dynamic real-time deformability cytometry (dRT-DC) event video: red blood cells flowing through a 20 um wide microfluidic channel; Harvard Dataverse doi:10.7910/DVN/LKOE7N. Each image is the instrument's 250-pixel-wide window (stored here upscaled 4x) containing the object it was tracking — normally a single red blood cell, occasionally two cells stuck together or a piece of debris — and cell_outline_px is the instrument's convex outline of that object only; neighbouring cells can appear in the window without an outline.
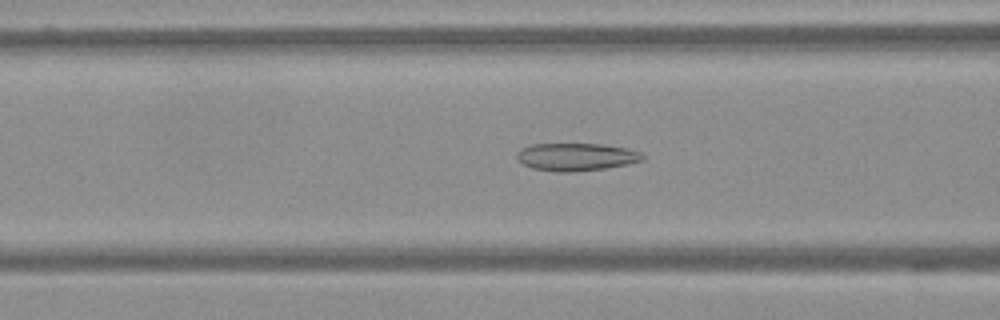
{"species": "Egyptian fruit bat (a non-hibernating species)", "species_latin": "Rousettus aegyptiacus", "temperature_condition": "warm", "stored_images_in_passage": 61, "camera_frame_rate_fps": 3000, "um_per_image_px": 0.085, "frame": {"image": 1, "passage_image": 25, "time_ms": 8.0, "image_size_px": [1000, 320], "cell_outline_px": [[644, 160], [628, 164], [604, 168], [572, 172], [556, 172], [532, 168], [524, 164], [516, 156], [516, 152], [520, 148], [532, 144], [600, 144], [624, 148], [640, 152], [644, 156]], "centroid_in_image_um": [48.95, 13.34], "position_along_channel_um": 117.6, "area_um2": 20.17}}
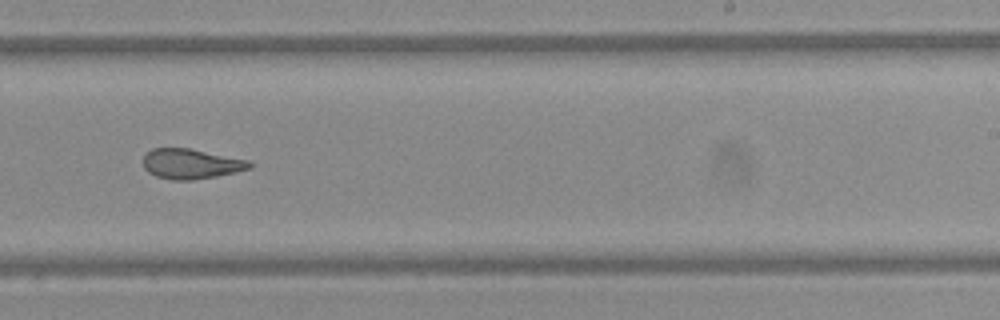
{"frame": {"image": 2, "passage_image": 39, "time_ms": 12.667, "image_size_px": [1000, 320], "cell_outline_px": [[252, 168], [236, 172], [216, 176], [192, 180], [172, 180], [156, 176], [148, 172], [144, 168], [144, 156], [152, 148], [188, 148], [248, 160], [252, 164]], "centroid_in_image_um": [16.23, 13.93], "position_along_channel_um": 272.8, "area_um2": 18.5}}
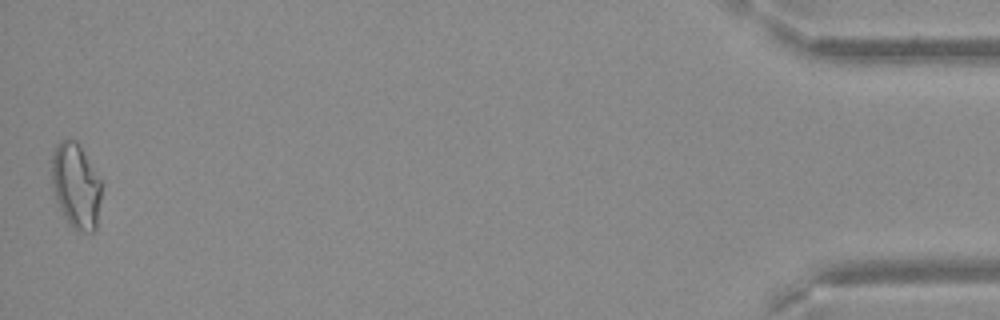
{"frame": {"image": 3, "passage_image": 61, "time_ms": 20.0, "image_size_px": [1000, 320], "cell_outline_px": [[100, 200], [96, 228], [92, 232], [76, 232], [68, 224], [56, 200], [52, 188], [52, 156], [56, 144], [60, 140], [76, 140], [100, 180]], "centroid_in_image_um": [6.43, 15.83], "position_along_channel_um": 428.8, "area_um2": 24.45}}